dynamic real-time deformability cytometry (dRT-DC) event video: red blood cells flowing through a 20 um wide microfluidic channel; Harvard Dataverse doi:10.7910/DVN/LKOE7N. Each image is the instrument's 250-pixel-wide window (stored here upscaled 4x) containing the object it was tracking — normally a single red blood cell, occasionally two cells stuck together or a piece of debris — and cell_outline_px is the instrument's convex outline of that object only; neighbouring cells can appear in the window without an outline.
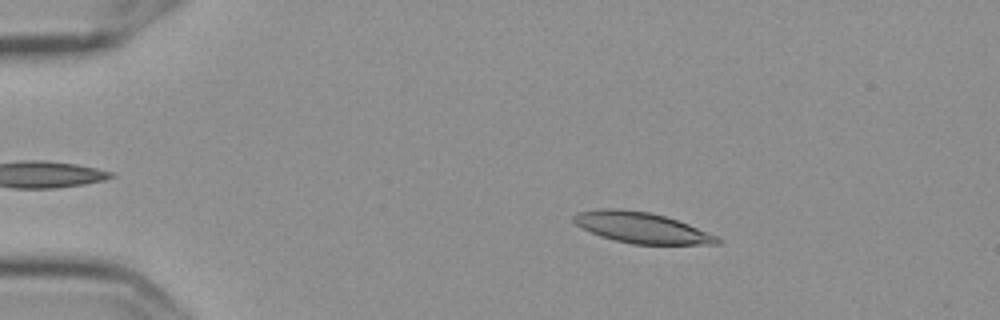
{"species": "Egyptian fruit bat (a non-hibernating species)", "species_latin": "Rousettus aegyptiacus", "temperature_condition": "cold", "stored_images_in_passage": 4, "camera_frame_rate_fps": 3000, "um_per_image_px": 0.085, "frame": {"image": 1, "passage_image": 2, "time_ms": 0.333, "image_size_px": [1000, 320], "cell_outline_px": [[724, 240], [720, 244], [632, 244], [600, 236], [576, 224], [572, 220], [572, 216], [576, 212], [600, 208], [620, 208], [648, 212], [664, 216], [688, 224], [716, 236]], "centroid_in_image_um": [54.51, 19.34], "position_along_channel_um": 30.5, "area_um2": 25.61}}